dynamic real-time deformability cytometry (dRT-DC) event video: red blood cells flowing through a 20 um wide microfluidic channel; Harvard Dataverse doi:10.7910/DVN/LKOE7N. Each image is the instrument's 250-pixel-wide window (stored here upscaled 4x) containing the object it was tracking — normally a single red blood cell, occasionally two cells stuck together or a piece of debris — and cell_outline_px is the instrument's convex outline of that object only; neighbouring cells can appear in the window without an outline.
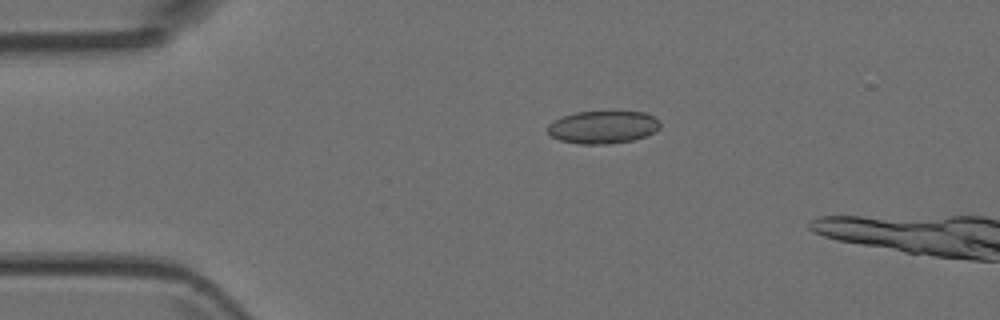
{"species": "Egyptian fruit bat (a non-hibernating species)", "species_latin": "Rousettus aegyptiacus", "temperature_condition": "room temperature", "stored_images_in_passage": 4, "camera_frame_rate_fps": 3000, "um_per_image_px": 0.085, "animal": {"sex": "female"}, "frame": {"image": 1, "passage_image": 3, "time_ms": 3.0, "image_size_px": [1000, 320], "cell_outline_px": [[660, 128], [644, 136], [632, 140], [608, 144], [580, 144], [560, 140], [552, 136], [548, 132], [548, 124], [564, 116], [576, 112], [644, 112], [660, 120]], "centroid_in_image_um": [51.26, 10.81], "position_along_channel_um": 33.7, "area_um2": 21.15}}